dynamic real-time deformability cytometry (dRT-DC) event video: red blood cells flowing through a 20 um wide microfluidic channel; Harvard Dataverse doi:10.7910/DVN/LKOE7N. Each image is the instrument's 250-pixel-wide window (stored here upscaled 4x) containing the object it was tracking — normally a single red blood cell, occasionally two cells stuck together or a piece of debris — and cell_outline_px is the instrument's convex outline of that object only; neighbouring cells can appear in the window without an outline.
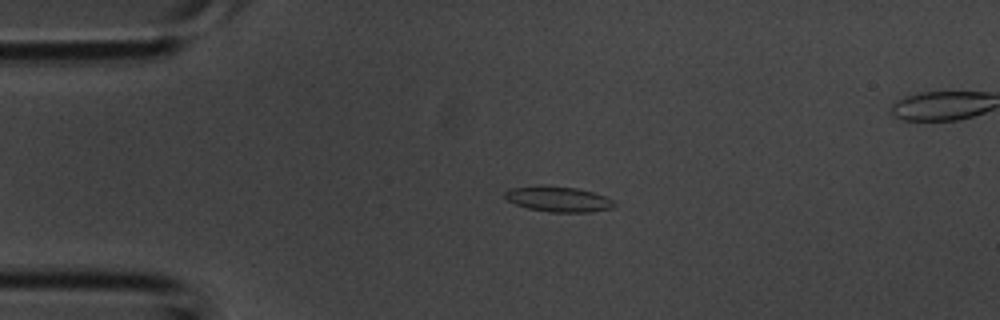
{"species": "common noctule bat (a hibernating species)", "species_latin": "Nyctalus noctula", "temperature_condition": "room temperature", "stored_images_in_passage": 3, "camera_frame_rate_fps": 3000, "um_per_image_px": 0.085, "animal": {"sex": "male", "body_mass_g": 20.1, "forearm_length_mm": 53.5}, "frame": {"image": 1, "passage_image": 2, "time_ms": 0.333, "image_size_px": [1000, 320], "cell_outline_px": [[616, 204], [612, 208], [588, 212], [548, 212], [528, 208], [516, 204], [508, 200], [504, 196], [504, 192], [508, 188], [540, 184], [576, 188], [592, 192], [604, 196], [612, 200]], "centroid_in_image_um": [47.4, 16.9], "position_along_channel_um": 37.6, "area_um2": 16.3}}